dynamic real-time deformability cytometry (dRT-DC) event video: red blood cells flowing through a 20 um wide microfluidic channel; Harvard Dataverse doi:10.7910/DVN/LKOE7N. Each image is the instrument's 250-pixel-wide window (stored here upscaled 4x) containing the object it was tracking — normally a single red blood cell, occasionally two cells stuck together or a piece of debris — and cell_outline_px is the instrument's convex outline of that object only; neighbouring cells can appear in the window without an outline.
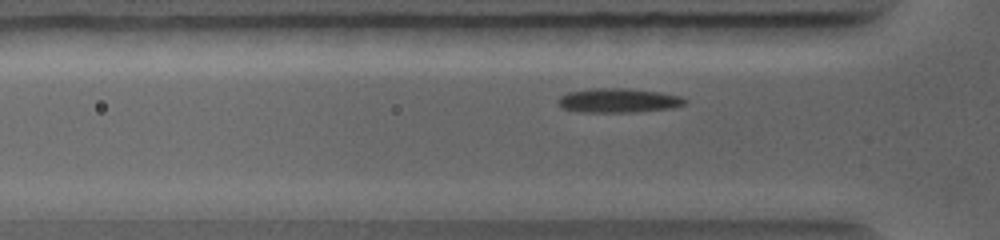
{"species": "common noctule bat (a hibernating species)", "species_latin": "Nyctalus noctula", "temperature_condition": "warm", "stored_images_in_passage": 46, "camera_frame_rate_fps": 5000, "um_per_image_px": 0.085, "animal": {"sex": "female", "body_mass_g": 19.0, "forearm_length_mm": 56.7}, "frame": {"image": 1, "passage_image": 10, "time_ms": 1.8, "image_size_px": [1000, 240], "cell_outline_px": [[688, 100], [684, 104], [672, 108], [636, 112], [580, 112], [564, 108], [556, 100], [560, 96], [568, 92], [592, 88], [628, 88], [660, 92], [680, 96]], "centroid_in_image_um": [52.57, 8.53], "position_along_channel_um": 73.2, "area_um2": 17.98}}
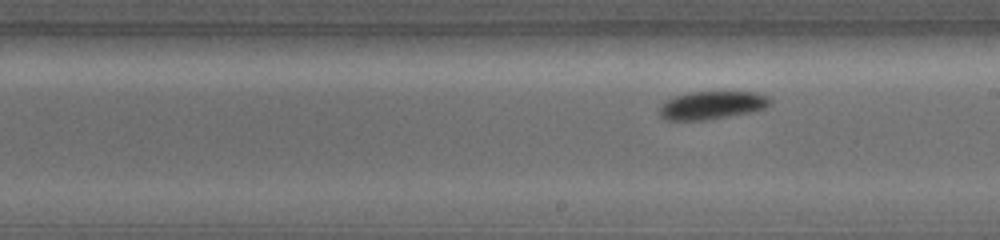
{"frame": {"image": 2, "passage_image": 25, "time_ms": 4.8, "image_size_px": [1000, 240], "cell_outline_px": [[772, 104], [764, 108], [752, 112], [704, 120], [664, 120], [660, 116], [660, 108], [664, 100], [676, 96], [692, 92], [756, 92], [768, 96], [772, 100]], "centroid_in_image_um": [60.53, 8.94], "position_along_channel_um": 228.5, "area_um2": 18.09}}
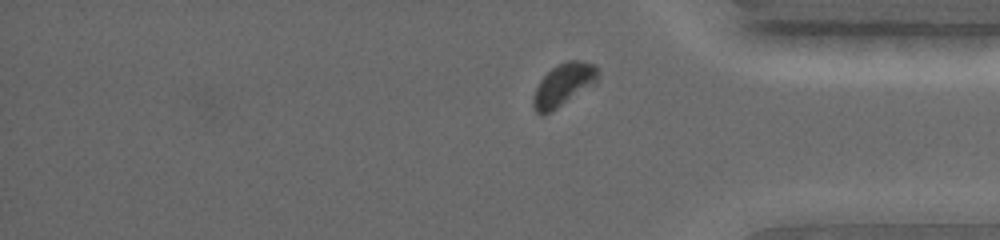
{"frame": {"image": 3, "passage_image": 41, "time_ms": 8.0, "image_size_px": [1000, 240], "cell_outline_px": [[600, 72], [596, 84], [556, 108], [540, 116], [536, 112], [532, 104], [532, 96], [540, 80], [552, 68], [568, 60], [580, 60], [596, 64]], "centroid_in_image_um": [47.93, 7.19], "position_along_channel_um": 387.3, "area_um2": 16.13}}